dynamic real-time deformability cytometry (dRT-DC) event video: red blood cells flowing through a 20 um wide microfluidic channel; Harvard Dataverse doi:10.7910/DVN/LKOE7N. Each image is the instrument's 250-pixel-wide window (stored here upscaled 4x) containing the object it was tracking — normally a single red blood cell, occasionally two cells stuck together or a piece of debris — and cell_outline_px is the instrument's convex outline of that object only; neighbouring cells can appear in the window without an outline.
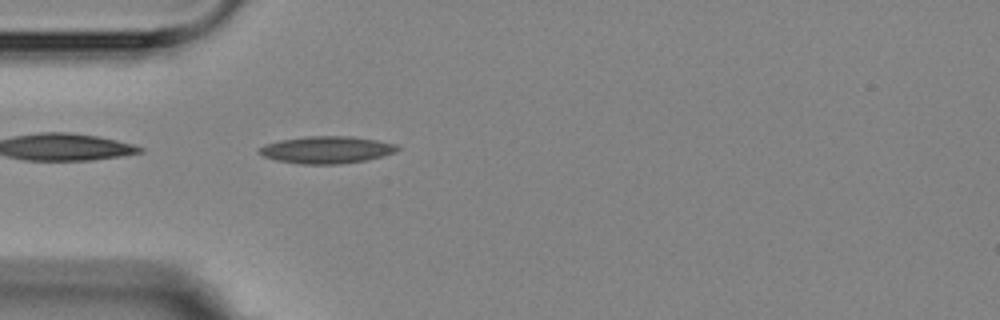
{"species": "Egyptian fruit bat (a non-hibernating species)", "species_latin": "Rousettus aegyptiacus", "temperature_condition": "room temperature", "stored_images_in_passage": 2, "camera_frame_rate_fps": 3000, "um_per_image_px": 0.085, "animal": {"sex": "female"}, "frame": {"image": 1, "passage_image": 2, "time_ms": 1.0, "image_size_px": [1000, 320], "cell_outline_px": [[400, 148], [396, 152], [364, 160], [340, 164], [300, 164], [276, 160], [264, 156], [256, 152], [264, 144], [280, 140], [308, 136], [352, 136], [376, 140], [396, 144]], "centroid_in_image_um": [27.74, 12.73], "position_along_channel_um": 57.3, "area_um2": 21.79}}